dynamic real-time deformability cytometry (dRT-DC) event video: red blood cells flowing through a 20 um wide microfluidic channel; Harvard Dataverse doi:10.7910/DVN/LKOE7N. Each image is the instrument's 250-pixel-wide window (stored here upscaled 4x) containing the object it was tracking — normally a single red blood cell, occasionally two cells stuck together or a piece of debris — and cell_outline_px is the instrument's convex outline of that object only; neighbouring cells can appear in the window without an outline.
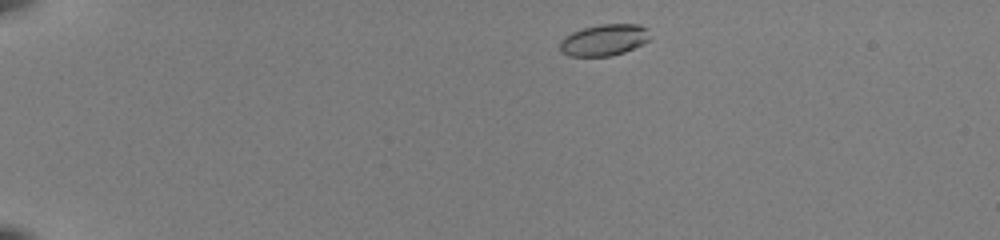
{"species": "common noctule bat (a hibernating species)", "species_latin": "Nyctalus noctula", "temperature_condition": "room temperature", "stored_images_in_passage": 44, "camera_frame_rate_fps": 3000, "um_per_image_px": 0.085, "animal": {"sex": "female", "body_mass_g": 22.0, "forearm_length_mm": 56.7}, "frame": {"image": 1, "passage_image": 2, "time_ms": 0.333, "image_size_px": [1000, 240], "cell_outline_px": [[648, 40], [624, 52], [612, 56], [568, 56], [560, 52], [560, 40], [564, 36], [572, 32], [584, 28], [600, 24], [640, 24], [648, 28]], "centroid_in_image_um": [51.3, 3.4], "position_along_channel_um": 33.7, "area_um2": 16.47}}
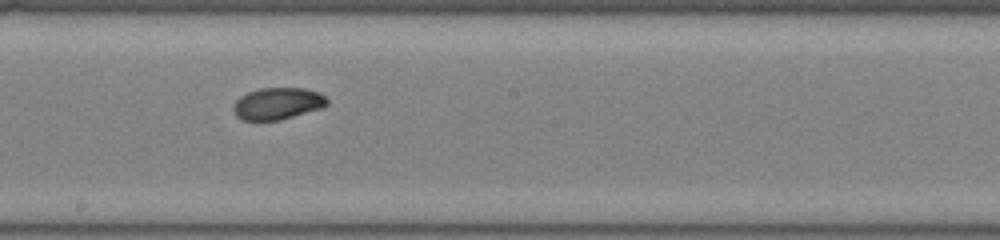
{"frame": {"image": 2, "passage_image": 23, "time_ms": 7.333, "image_size_px": [1000, 240], "cell_outline_px": [[328, 104], [320, 108], [280, 120], [244, 120], [236, 116], [232, 108], [236, 100], [240, 96], [248, 92], [260, 88], [304, 88], [316, 92], [324, 96], [328, 100]], "centroid_in_image_um": [23.56, 8.8], "position_along_channel_um": 224.6, "area_um2": 17.22}}
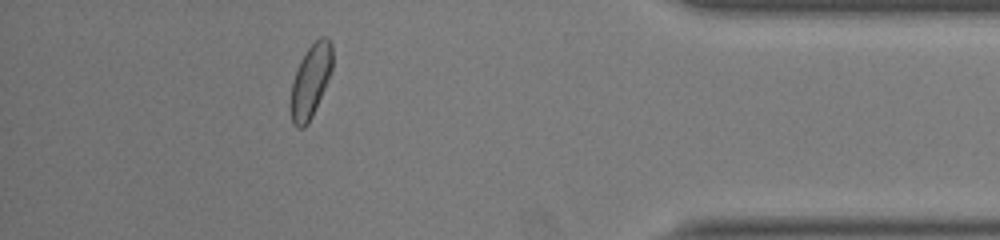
{"frame": {"image": 3, "passage_image": 39, "time_ms": 12.667, "image_size_px": [1000, 240], "cell_outline_px": [[332, 72], [312, 116], [308, 124], [304, 128], [296, 128], [292, 124], [288, 104], [292, 80], [300, 60], [304, 52], [320, 36], [328, 36], [332, 44]], "centroid_in_image_um": [26.37, 6.91], "position_along_channel_um": 408.8, "area_um2": 18.38}, "authors_computed_cell_mechanics": {"area_um2": 17.4556, "velocity_mm_per_s": 3.9766, "shape_relaxation_time_tau1_ms": 2.4768, "shape_relaxation_time_tau2_ms": 4.0493, "deformation_change_tau1": 0.106, "deformation_change_tau2": 0.0684}}